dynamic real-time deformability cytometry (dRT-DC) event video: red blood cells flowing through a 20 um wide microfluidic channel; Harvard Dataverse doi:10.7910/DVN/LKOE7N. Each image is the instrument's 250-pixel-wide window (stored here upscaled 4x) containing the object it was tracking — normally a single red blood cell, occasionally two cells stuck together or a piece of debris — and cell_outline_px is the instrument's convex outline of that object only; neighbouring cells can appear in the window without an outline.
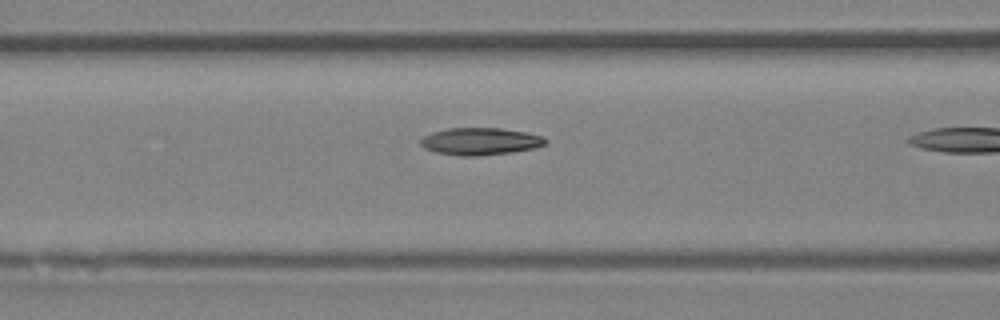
{"species": "Egyptian fruit bat (a non-hibernating species)", "species_latin": "Rousettus aegyptiacus", "temperature_condition": "room temperature", "stored_images_in_passage": 10, "camera_frame_rate_fps": 3000, "um_per_image_px": 0.085, "animal": {"sex": "female"}, "frame": {"image": 1, "passage_image": 9, "time_ms": 2.667, "image_size_px": [1000, 320], "cell_outline_px": [[548, 140], [544, 144], [536, 148], [512, 152], [480, 156], [460, 156], [436, 152], [424, 148], [420, 144], [420, 140], [424, 136], [432, 132], [448, 128], [500, 128], [524, 132], [544, 136]], "centroid_in_image_um": [40.83, 12.02], "position_along_channel_um": 125.8, "area_um2": 19.88}}